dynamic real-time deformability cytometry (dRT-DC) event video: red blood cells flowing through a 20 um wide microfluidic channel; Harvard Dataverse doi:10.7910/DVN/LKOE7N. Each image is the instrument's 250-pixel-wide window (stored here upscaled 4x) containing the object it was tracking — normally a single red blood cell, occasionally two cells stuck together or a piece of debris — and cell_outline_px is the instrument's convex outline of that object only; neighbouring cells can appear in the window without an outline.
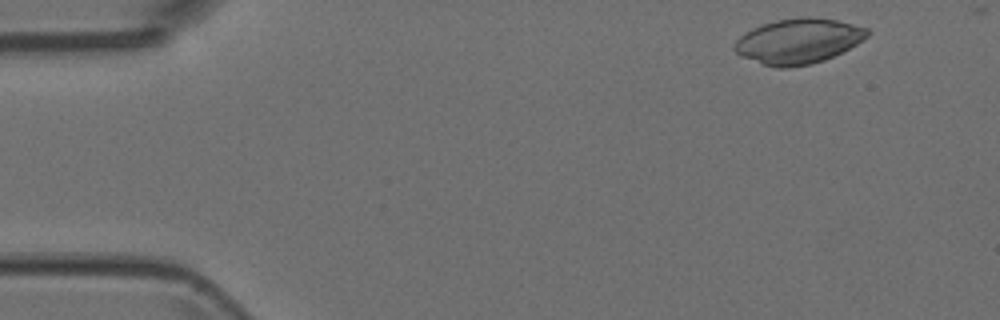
{"species": "Egyptian fruit bat (a non-hibernating species)", "species_latin": "Rousettus aegyptiacus", "temperature_condition": "room temperature", "stored_images_in_passage": 5, "camera_frame_rate_fps": 3000, "um_per_image_px": 0.085, "animal": {"sex": "female"}, "frame": {"image": 1, "passage_image": 5, "time_ms": 1.333, "image_size_px": [1000, 320], "cell_outline_px": [[872, 32], [864, 40], [824, 60], [812, 64], [788, 68], [776, 68], [740, 56], [732, 48], [736, 40], [744, 32], [752, 28], [776, 20], [804, 16], [808, 16], [836, 20], [868, 28]], "centroid_in_image_um": [67.85, 3.49], "position_along_channel_um": 17.2, "area_um2": 34.97}}